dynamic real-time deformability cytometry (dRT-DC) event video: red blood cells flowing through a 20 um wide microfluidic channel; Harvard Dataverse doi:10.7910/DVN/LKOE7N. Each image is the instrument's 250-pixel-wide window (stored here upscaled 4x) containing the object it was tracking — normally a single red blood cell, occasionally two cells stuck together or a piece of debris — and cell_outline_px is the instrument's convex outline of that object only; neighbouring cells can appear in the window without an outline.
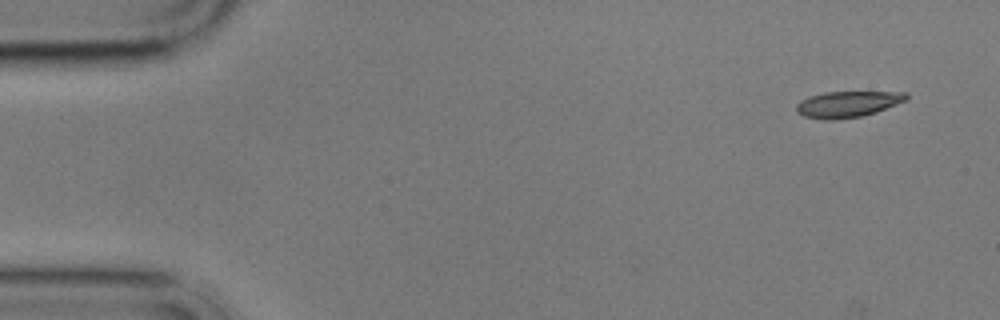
{"species": "common noctule bat (a hibernating species)", "species_latin": "Nyctalus noctula", "temperature_condition": "cold", "stored_images_in_passage": 5, "segment_of_instrument_passage": [1, 2], "camera_frame_rate_fps": 3000, "um_per_image_px": 0.085, "animal": {"sex": "male", "body_mass_g": 17.9}, "frame": {"image": 1, "passage_image": 1, "time_ms": 0.0, "image_size_px": [1000, 320], "cell_outline_px": [[908, 96], [904, 100], [876, 112], [860, 116], [832, 120], [824, 120], [804, 116], [796, 112], [796, 104], [800, 100], [808, 96], [824, 92], [908, 92]], "centroid_in_image_um": [71.97, 8.85], "position_along_channel_um": 13.0, "area_um2": 16.59}}